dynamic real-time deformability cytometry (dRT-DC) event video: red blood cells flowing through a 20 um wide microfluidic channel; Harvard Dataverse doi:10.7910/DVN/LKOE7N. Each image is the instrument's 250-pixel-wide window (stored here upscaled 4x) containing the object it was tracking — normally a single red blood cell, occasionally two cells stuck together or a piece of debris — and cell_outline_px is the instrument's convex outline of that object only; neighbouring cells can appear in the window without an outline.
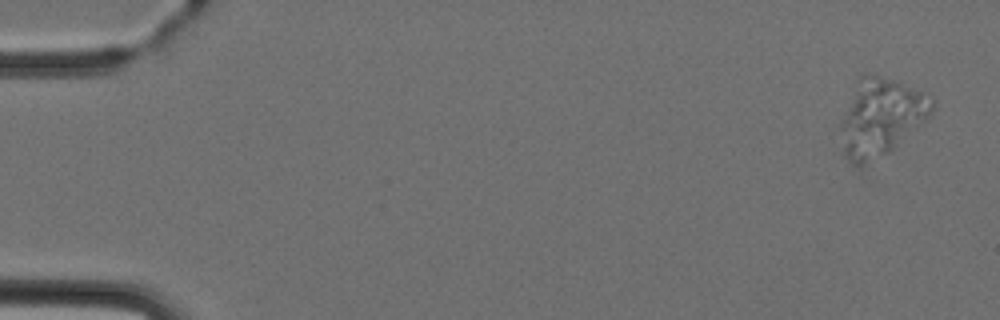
{"species": "Egyptian fruit bat (a non-hibernating species)", "species_latin": "Rousettus aegyptiacus", "temperature_condition": "cold", "stored_images_in_passage": 7, "camera_frame_rate_fps": 3000, "um_per_image_px": 0.085, "animal": {"sex": "female"}, "frame": {"image": 1, "passage_image": 2, "time_ms": 1.0, "image_size_px": [1000, 320], "cell_outline_px": [[936, 104], [928, 116], [920, 124], [888, 152], [860, 172], [844, 156], [840, 124], [840, 120], [856, 80], [860, 72], [864, 72], [892, 80], [924, 92]], "centroid_in_image_um": [74.79, 10.01], "position_along_channel_um": 10.2, "area_um2": 41.38}}
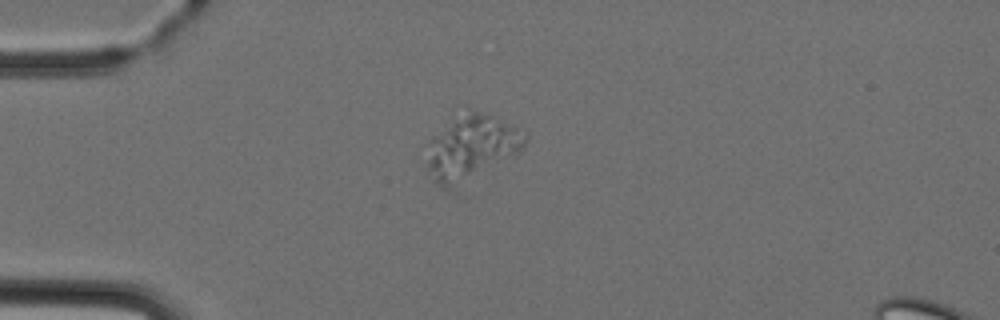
{"frame": {"image": 2, "passage_image": 5, "time_ms": 4.667, "image_size_px": [1000, 320], "cell_outline_px": [[528, 140], [524, 148], [516, 156], [456, 192], [448, 192], [440, 188], [432, 180], [424, 164], [428, 140], [456, 104], [460, 104], [472, 108], [492, 116], [516, 128], [528, 136]], "centroid_in_image_um": [39.94, 12.54], "position_along_channel_um": 45.1, "area_um2": 40.98}}
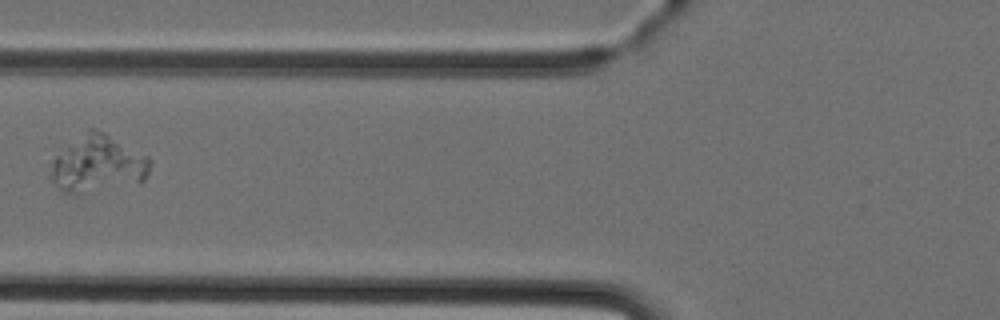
{"frame": {"image": 3, "passage_image": 7, "time_ms": 7.0, "image_size_px": [1000, 320], "cell_outline_px": [[152, 164], [144, 180], [140, 184], [72, 196], [60, 192], [52, 184], [48, 176], [52, 160], [56, 156], [88, 128], [96, 128], [104, 132], [148, 156], [152, 160]], "centroid_in_image_um": [8.29, 14.01], "position_along_channel_um": 117.5, "area_um2": 33.93}}